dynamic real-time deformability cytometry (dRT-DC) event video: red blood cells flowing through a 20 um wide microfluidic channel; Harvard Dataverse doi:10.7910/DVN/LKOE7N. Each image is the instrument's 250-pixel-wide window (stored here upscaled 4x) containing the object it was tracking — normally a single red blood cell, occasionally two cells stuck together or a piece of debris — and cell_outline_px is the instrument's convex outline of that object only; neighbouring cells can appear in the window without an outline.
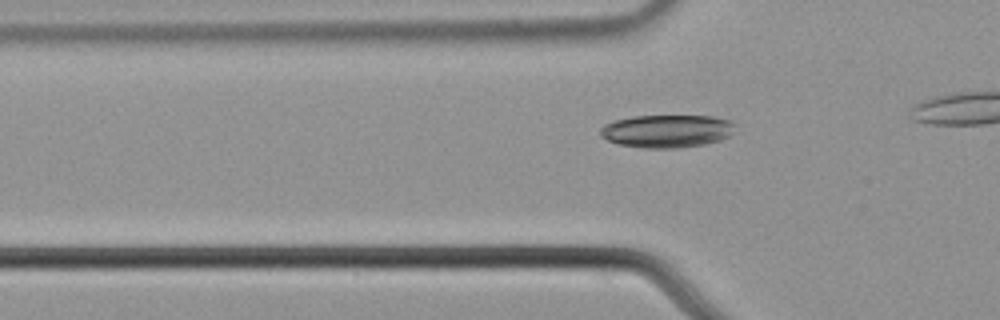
{"species": "common noctule bat (a hibernating species)", "species_latin": "Nyctalus noctula", "temperature_condition": "cold", "stored_images_in_passage": 15, "camera_frame_rate_fps": 3000, "um_per_image_px": 0.085, "animal": {"sex": "male", "body_mass_g": 21.5, "forearm_length_mm": 52.0}, "frame": {"image": 1, "passage_image": 9, "time_ms": 2.667, "image_size_px": [1000, 320], "cell_outline_px": [[736, 124], [732, 132], [728, 136], [720, 140], [704, 144], [676, 148], [644, 148], [616, 144], [600, 136], [600, 128], [604, 124], [612, 120], [632, 116], [712, 116], [732, 120]], "centroid_in_image_um": [56.66, 11.13], "position_along_channel_um": 69.1, "area_um2": 26.07}}
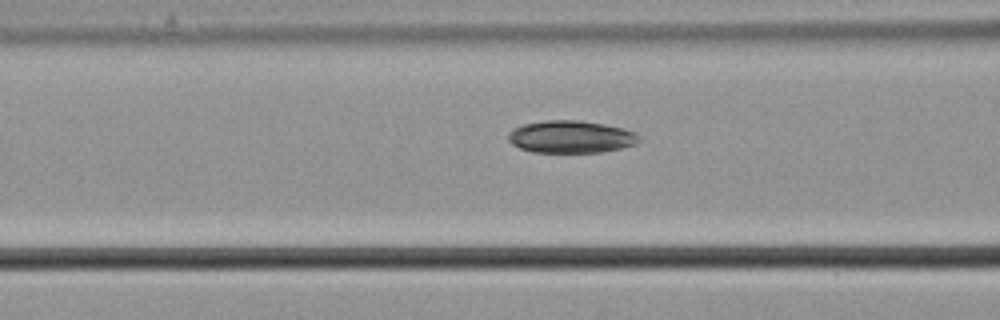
{"frame": {"image": 2, "passage_image": 13, "time_ms": 4.0, "image_size_px": [1000, 320], "cell_outline_px": [[640, 140], [636, 144], [620, 148], [600, 152], [532, 152], [520, 148], [512, 144], [508, 140], [508, 132], [512, 128], [524, 124], [544, 120], [580, 120], [604, 124], [624, 128], [636, 132], [640, 136]], "centroid_in_image_um": [48.52, 11.62], "position_along_channel_um": 118.1, "area_um2": 24.85}}